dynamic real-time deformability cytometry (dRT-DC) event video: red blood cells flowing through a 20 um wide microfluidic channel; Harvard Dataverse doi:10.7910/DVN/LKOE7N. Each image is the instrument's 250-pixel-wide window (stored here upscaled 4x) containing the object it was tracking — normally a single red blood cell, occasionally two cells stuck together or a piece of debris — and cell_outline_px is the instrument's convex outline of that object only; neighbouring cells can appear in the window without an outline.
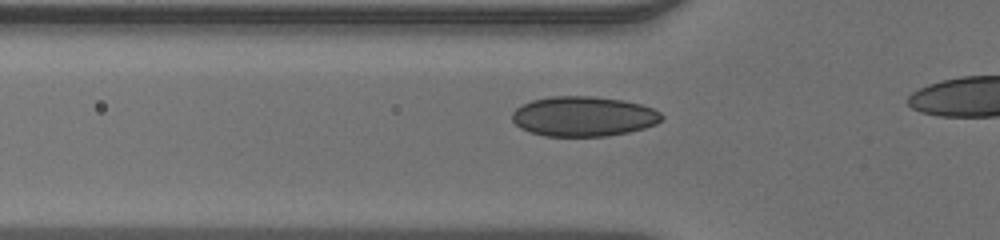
{"species": "human", "species_latin": "Homo sapiens", "temperature_condition": "warm", "stored_images_in_passage": 31, "camera_frame_rate_fps": 3000, "um_per_image_px": 0.085, "donor": {"sex": "male"}, "frame": {"image": 1, "passage_image": 7, "time_ms": 2.0, "image_size_px": [1000, 240], "cell_outline_px": [[664, 116], [656, 124], [644, 128], [628, 132], [608, 136], [544, 136], [520, 128], [512, 120], [512, 112], [516, 108], [532, 100], [552, 96], [592, 96], [624, 100], [640, 104], [652, 108], [660, 112]], "centroid_in_image_um": [49.6, 9.89], "position_along_channel_um": 76.2, "area_um2": 34.8}}
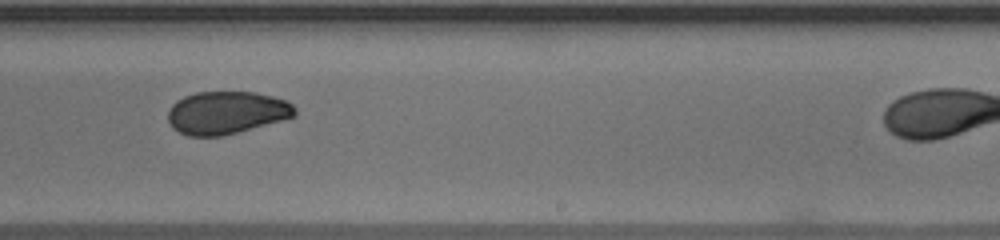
{"frame": {"image": 2, "passage_image": 21, "time_ms": 6.667, "image_size_px": [1000, 240], "cell_outline_px": [[296, 116], [236, 132], [220, 136], [188, 136], [172, 128], [168, 120], [168, 112], [172, 104], [176, 100], [184, 96], [196, 92], [252, 92], [272, 96], [284, 100], [292, 104], [296, 108]], "centroid_in_image_um": [19.22, 9.57], "position_along_channel_um": 269.8, "area_um2": 31.39}}
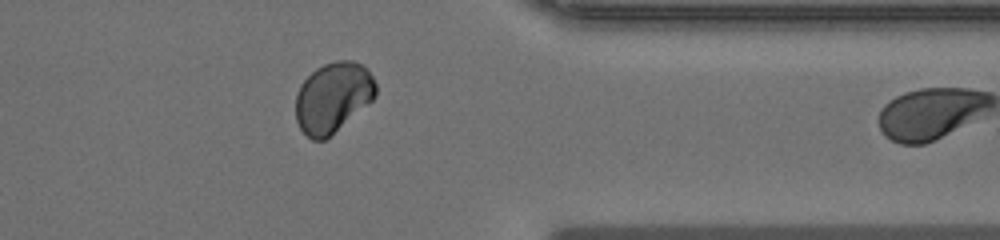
{"frame": {"image": 3, "passage_image": 30, "time_ms": 9.667, "image_size_px": [1000, 240], "cell_outline_px": [[376, 96], [368, 104], [324, 140], [312, 140], [300, 128], [296, 120], [296, 96], [300, 84], [316, 68], [324, 64], [336, 60], [352, 60], [364, 64], [372, 76], [376, 84]], "centroid_in_image_um": [28.3, 8.25], "position_along_channel_um": 383.1, "area_um2": 32.66}}